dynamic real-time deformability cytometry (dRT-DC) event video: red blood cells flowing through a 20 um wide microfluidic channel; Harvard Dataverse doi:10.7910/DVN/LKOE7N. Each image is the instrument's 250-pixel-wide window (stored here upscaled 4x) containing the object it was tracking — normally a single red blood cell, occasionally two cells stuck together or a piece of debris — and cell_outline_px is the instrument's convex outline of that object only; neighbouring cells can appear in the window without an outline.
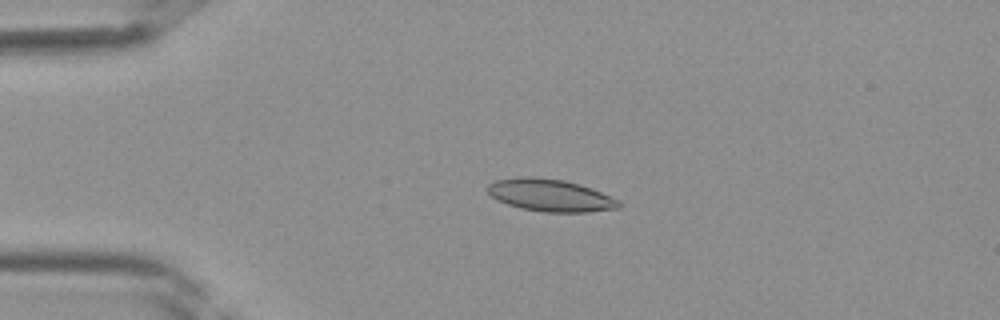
{"species": "Egyptian fruit bat (a non-hibernating species)", "species_latin": "Rousettus aegyptiacus", "temperature_condition": "room temperature", "stored_images_in_passage": 37, "camera_frame_rate_fps": 3000, "um_per_image_px": 0.085, "frame": {"image": 1, "passage_image": 6, "time_ms": 1.667, "image_size_px": [1000, 320], "cell_outline_px": [[620, 208], [588, 212], [544, 212], [520, 208], [496, 200], [488, 192], [488, 184], [496, 180], [520, 176], [532, 176], [564, 180], [580, 184], [620, 200]], "centroid_in_image_um": [46.77, 16.6], "position_along_channel_um": 38.2, "area_um2": 24.74}}
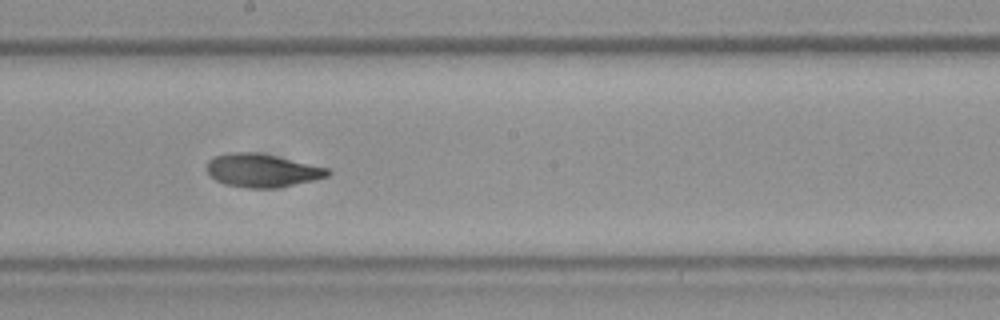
{"frame": {"image": 2, "passage_image": 19, "time_ms": 6.0, "image_size_px": [1000, 320], "cell_outline_px": [[332, 172], [328, 176], [316, 180], [276, 188], [248, 188], [224, 184], [216, 180], [208, 172], [208, 160], [216, 156], [228, 152], [256, 152], [276, 156], [328, 168]], "centroid_in_image_um": [22.3, 14.49], "position_along_channel_um": 225.9, "area_um2": 23.35}}
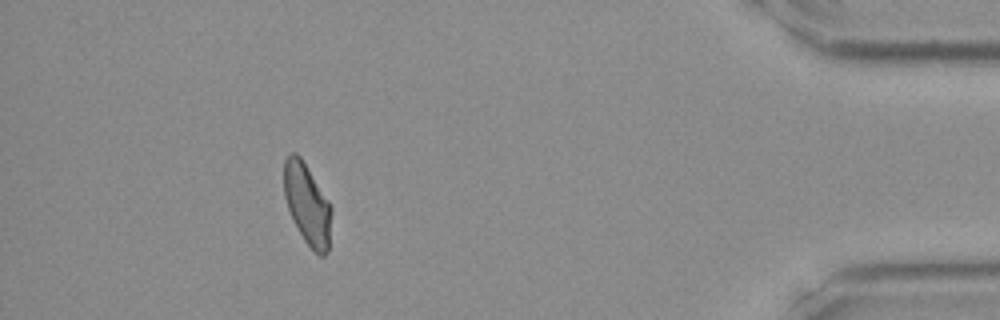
{"frame": {"image": 3, "passage_image": 33, "time_ms": 10.667, "image_size_px": [1000, 320], "cell_outline_px": [[332, 212], [328, 252], [324, 256], [320, 256], [304, 240], [292, 220], [284, 196], [284, 160], [292, 152], [296, 152], [300, 156], [328, 200], [332, 208]], "centroid_in_image_um": [26.11, 17.37], "position_along_channel_um": 409.1, "area_um2": 22.31}}